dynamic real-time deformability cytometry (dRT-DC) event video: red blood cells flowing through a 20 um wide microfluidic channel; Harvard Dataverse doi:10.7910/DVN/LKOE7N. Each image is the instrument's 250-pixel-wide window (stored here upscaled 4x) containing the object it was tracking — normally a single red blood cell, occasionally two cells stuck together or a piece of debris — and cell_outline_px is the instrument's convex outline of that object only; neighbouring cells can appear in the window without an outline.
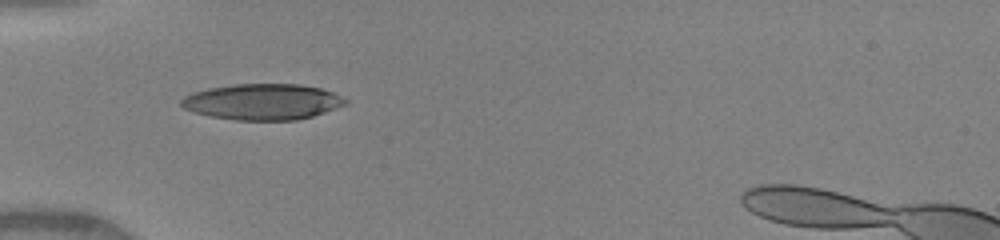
{"species": "human", "species_latin": "Homo sapiens", "temperature_condition": "warm", "stored_images_in_passage": 33, "camera_frame_rate_fps": 3000, "um_per_image_px": 0.085, "donor": {"sex": "female"}, "frame": {"image": 1, "passage_image": 1, "time_ms": 0.0, "image_size_px": [1000, 240], "cell_outline_px": [[348, 104], [312, 116], [296, 120], [236, 120], [212, 116], [196, 112], [184, 108], [180, 104], [180, 100], [184, 96], [192, 92], [208, 88], [236, 84], [300, 84], [320, 88], [332, 92], [348, 100]], "centroid_in_image_um": [22.32, 8.65], "position_along_channel_um": 62.7, "area_um2": 34.28}}
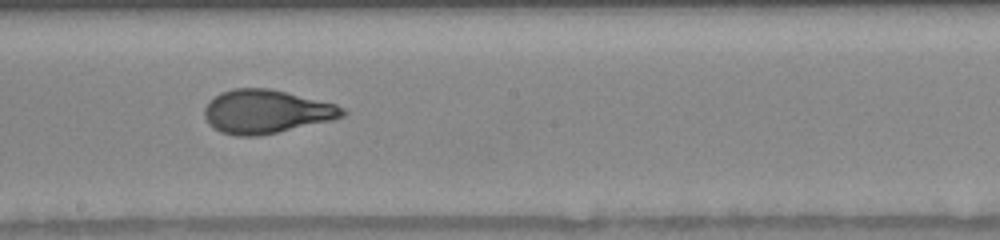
{"frame": {"image": 2, "passage_image": 13, "time_ms": 4.0, "image_size_px": [1000, 240], "cell_outline_px": [[348, 112], [344, 116], [332, 120], [276, 132], [256, 136], [236, 136], [220, 132], [212, 128], [208, 124], [204, 116], [204, 108], [208, 100], [220, 92], [232, 88], [268, 88], [336, 104], [344, 108]], "centroid_in_image_um": [22.58, 9.48], "position_along_channel_um": 225.6, "area_um2": 35.14}}
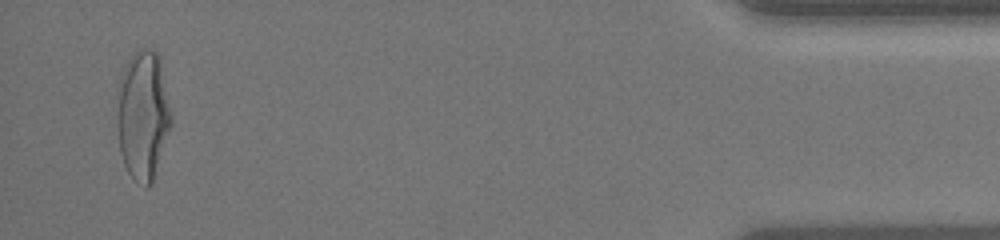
{"frame": {"image": 3, "passage_image": 32, "time_ms": 10.333, "image_size_px": [1000, 240], "cell_outline_px": [[172, 124], [152, 180], [148, 188], [144, 188], [128, 172], [124, 164], [120, 152], [116, 124], [116, 88], [120, 76], [128, 60], [140, 48], [152, 48], [156, 52], [160, 60], [172, 120]], "centroid_in_image_um": [12.11, 9.77], "position_along_channel_um": 423.1, "area_um2": 40.92}, "authors_computed_cell_mechanics": {"area_um2": 34.8534, "velocity_mm_per_s": 4.1836, "shape_relaxation_time_tau1_ms": 3.9734, "shape_relaxation_time_tau2_ms": 0.6453, "deformation_change_tau1": 0.2267, "deformation_change_tau2": 0.0791}}